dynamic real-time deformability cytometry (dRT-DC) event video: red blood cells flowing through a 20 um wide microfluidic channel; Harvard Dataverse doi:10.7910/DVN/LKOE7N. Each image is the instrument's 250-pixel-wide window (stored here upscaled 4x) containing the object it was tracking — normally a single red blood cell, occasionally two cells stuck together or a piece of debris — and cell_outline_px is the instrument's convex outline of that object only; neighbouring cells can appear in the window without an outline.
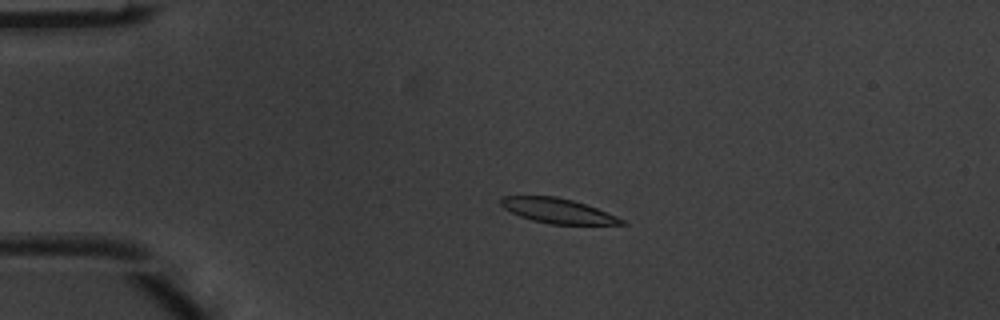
{"species": "common noctule bat (a hibernating species)", "species_latin": "Nyctalus noctula", "temperature_condition": "warm", "stored_images_in_passage": 5, "camera_frame_rate_fps": 3000, "um_per_image_px": 0.085, "animal": {"sex": "male", "body_mass_g": 20.1, "forearm_length_mm": 53.5}, "frame": {"image": 1, "passage_image": 4, "time_ms": 1.0, "image_size_px": [1000, 320], "cell_outline_px": [[628, 224], [548, 224], [532, 220], [520, 216], [504, 208], [500, 204], [500, 196], [556, 196], [572, 200], [596, 208], [616, 216], [624, 220]], "centroid_in_image_um": [47.37, 17.91], "position_along_channel_um": 37.6, "area_um2": 17.28}}